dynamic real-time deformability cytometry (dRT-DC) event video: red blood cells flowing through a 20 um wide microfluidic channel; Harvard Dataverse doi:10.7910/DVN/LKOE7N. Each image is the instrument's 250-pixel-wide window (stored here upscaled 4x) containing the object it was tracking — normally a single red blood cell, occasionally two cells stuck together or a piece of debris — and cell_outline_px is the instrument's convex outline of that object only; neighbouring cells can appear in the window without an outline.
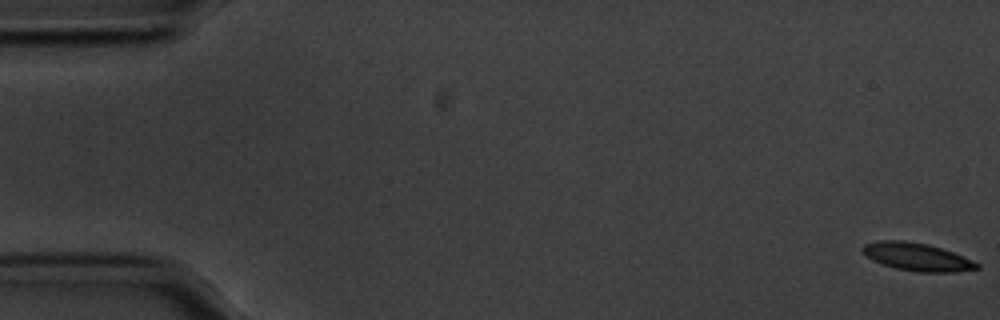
{"species": "common noctule bat (a hibernating species)", "species_latin": "Nyctalus noctula", "temperature_condition": "cold", "stored_images_in_passage": 57, "camera_frame_rate_fps": 3000, "um_per_image_px": 0.085, "animal": {"sex": "male", "body_mass_g": 20.1, "forearm_length_mm": 53.5}, "frame": {"image": 1, "passage_image": 1, "time_ms": 0.0, "image_size_px": [1000, 320], "cell_outline_px": [[980, 268], [952, 272], [920, 272], [896, 268], [872, 260], [860, 248], [864, 244], [880, 240], [904, 240], [928, 244], [952, 252], [972, 260], [980, 264]], "centroid_in_image_um": [77.94, 21.82], "position_along_channel_um": 7.1, "area_um2": 18.32}}
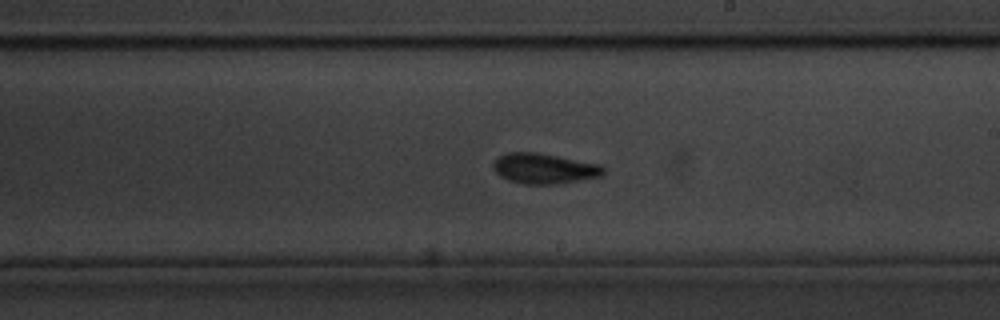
{"frame": {"image": 2, "passage_image": 33, "time_ms": 10.667, "image_size_px": [1000, 320], "cell_outline_px": [[604, 176], [560, 184], [524, 184], [508, 180], [500, 176], [492, 168], [492, 164], [504, 152], [536, 152], [600, 164], [604, 168]], "centroid_in_image_um": [46.27, 14.33], "position_along_channel_um": 242.7, "area_um2": 19.65}}
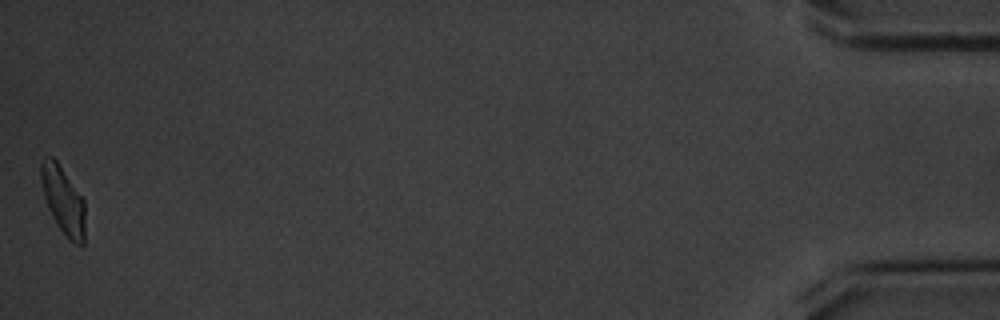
{"frame": {"image": 3, "passage_image": 57, "time_ms": 18.667, "image_size_px": [1000, 320], "cell_outline_px": [[84, 248], [80, 248], [72, 244], [68, 240], [56, 224], [48, 208], [44, 196], [40, 180], [40, 164], [44, 156], [52, 156], [56, 160], [84, 200]], "centroid_in_image_um": [5.36, 17.08], "position_along_channel_um": 429.8, "area_um2": 17.63}, "authors_computed_cell_mechanics": {"area_um2": 18.3226, "velocity_mm_per_s": 3.5199, "shape_relaxation_time_tau1_ms": 2.9007, "shape_relaxation_time_tau2_ms": 2.8642, "deformation_change_tau1": 0.128, "deformation_change_tau2": 0.0958}}